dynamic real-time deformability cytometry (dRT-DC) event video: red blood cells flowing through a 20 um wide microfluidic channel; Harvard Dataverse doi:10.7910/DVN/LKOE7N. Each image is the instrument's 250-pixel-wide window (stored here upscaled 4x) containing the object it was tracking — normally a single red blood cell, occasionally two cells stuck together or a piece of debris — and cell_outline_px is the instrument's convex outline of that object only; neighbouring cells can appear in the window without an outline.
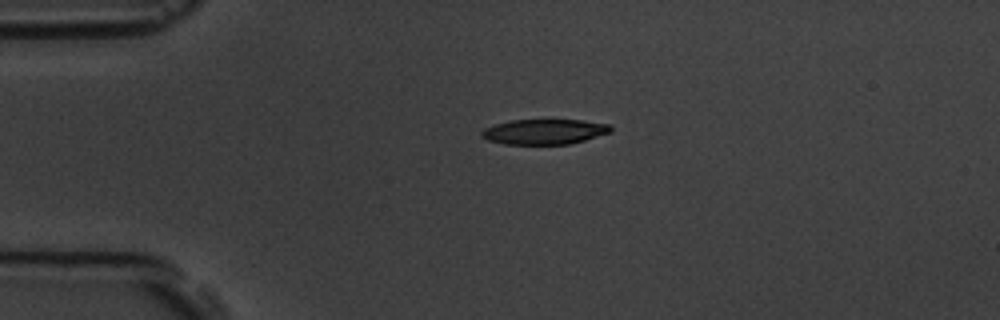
{"species": "common noctule bat (a hibernating species)", "species_latin": "Nyctalus noctula", "temperature_condition": "room temperature", "stored_images_in_passage": 2, "camera_frame_rate_fps": 3000, "um_per_image_px": 0.085, "animal": {"sex": "male", "body_mass_g": 19.5, "forearm_length_mm": 54.6}, "frame": {"image": 1, "passage_image": 1, "time_ms": 0.0, "image_size_px": [1000, 320], "cell_outline_px": [[612, 132], [584, 140], [568, 144], [504, 144], [488, 140], [480, 136], [480, 132], [484, 128], [496, 124], [512, 120], [584, 120], [612, 124]], "centroid_in_image_um": [46.29, 11.19], "position_along_channel_um": 38.7, "area_um2": 19.02}}